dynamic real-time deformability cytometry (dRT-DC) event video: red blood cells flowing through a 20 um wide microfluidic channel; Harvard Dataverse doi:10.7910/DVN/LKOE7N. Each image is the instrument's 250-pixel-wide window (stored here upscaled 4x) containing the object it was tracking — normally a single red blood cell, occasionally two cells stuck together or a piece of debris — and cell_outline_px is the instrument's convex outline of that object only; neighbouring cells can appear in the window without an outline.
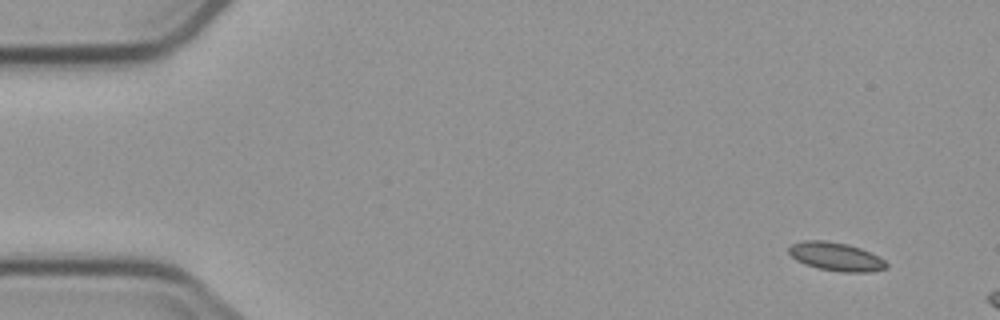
{"species": "common noctule bat (a hibernating species)", "species_latin": "Nyctalus noctula", "temperature_condition": "cold", "stored_images_in_passage": 3, "camera_frame_rate_fps": 3000, "um_per_image_px": 0.085, "animal": {"sex": "male", "body_mass_g": 23.1, "forearm_length_mm": 52.7}, "frame": {"image": 1, "passage_image": 1, "time_ms": 0.0, "image_size_px": [1000, 320], "cell_outline_px": [[888, 268], [868, 272], [840, 272], [820, 268], [804, 264], [796, 260], [788, 252], [788, 248], [792, 244], [804, 240], [824, 240], [848, 244], [860, 248], [880, 256], [888, 264]], "centroid_in_image_um": [71.07, 21.81], "position_along_channel_um": 13.9, "area_um2": 16.24}}